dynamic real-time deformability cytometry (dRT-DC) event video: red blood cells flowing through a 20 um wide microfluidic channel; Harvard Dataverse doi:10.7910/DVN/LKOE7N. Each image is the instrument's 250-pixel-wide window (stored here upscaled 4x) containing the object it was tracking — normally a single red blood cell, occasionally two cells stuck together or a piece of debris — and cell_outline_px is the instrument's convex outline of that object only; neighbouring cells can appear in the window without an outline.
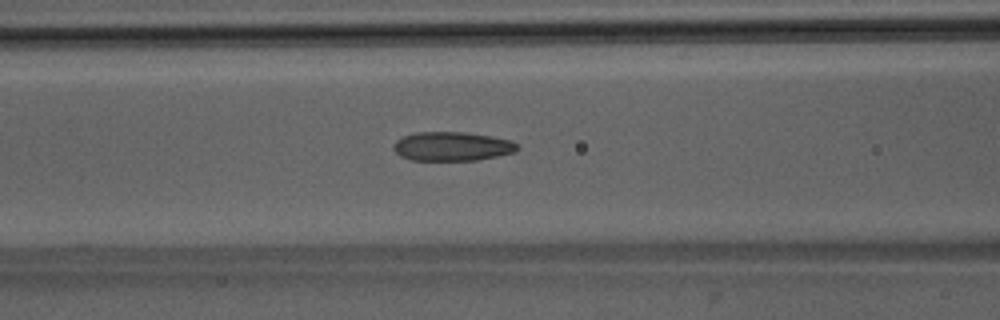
{"species": "Egyptian fruit bat (a non-hibernating species)", "species_latin": "Rousettus aegyptiacus", "temperature_condition": "room temperature", "stored_images_in_passage": 45, "camera_frame_rate_fps": 3000, "um_per_image_px": 0.085, "animal": {"sex": "male"}, "frame": {"image": 1, "passage_image": 14, "time_ms": 4.333, "image_size_px": [1000, 320], "cell_outline_px": [[520, 148], [516, 152], [476, 160], [412, 160], [400, 156], [392, 148], [392, 144], [396, 140], [404, 136], [416, 132], [464, 132], [492, 136], [512, 140]], "centroid_in_image_um": [38.43, 12.43], "position_along_channel_um": 128.2, "area_um2": 21.04}}
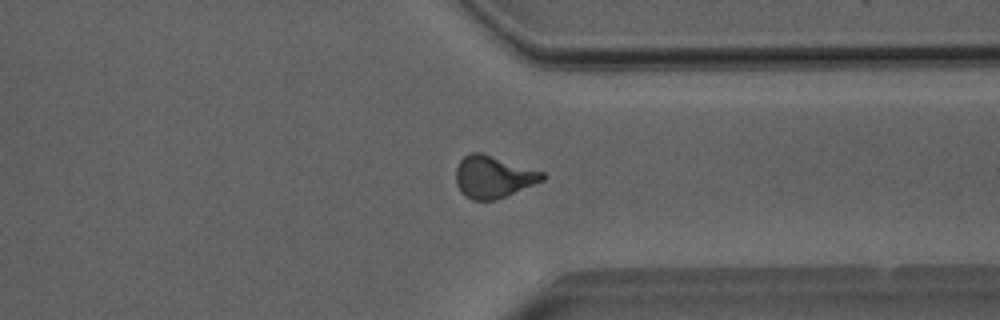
{"frame": {"image": 2, "passage_image": 32, "time_ms": 10.333, "image_size_px": [1000, 320], "cell_outline_px": [[548, 176], [544, 180], [504, 196], [492, 200], [472, 200], [464, 196], [460, 192], [456, 184], [456, 168], [460, 160], [464, 156], [472, 152], [480, 152], [544, 172]], "centroid_in_image_um": [41.9, 15.03], "position_along_channel_um": 369.5, "area_um2": 21.1}}
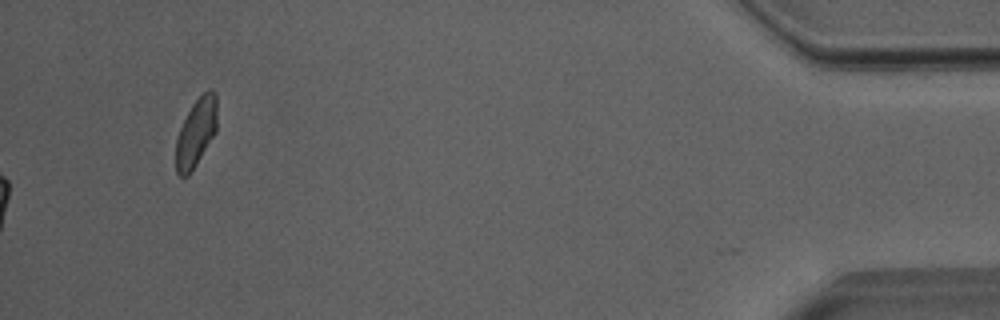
{"frame": {"image": 3, "passage_image": 45, "time_ms": 14.667, "image_size_px": [1000, 320], "cell_outline_px": [[216, 132], [196, 164], [188, 176], [180, 176], [176, 172], [176, 140], [180, 128], [192, 104], [208, 88], [212, 88], [216, 92]], "centroid_in_image_um": [16.67, 11.25], "position_along_channel_um": 418.5, "area_um2": 16.24}, "authors_computed_cell_mechanics": {"area_um2": 20.808, "velocity_mm_per_s": 4.0351, "shape_relaxation_time_tau1_ms": 4.4985, "shape_relaxation_time_tau2_ms": 1.7395, "deformation_change_tau1": 0.146, "deformation_change_tau2": 0.0862}}